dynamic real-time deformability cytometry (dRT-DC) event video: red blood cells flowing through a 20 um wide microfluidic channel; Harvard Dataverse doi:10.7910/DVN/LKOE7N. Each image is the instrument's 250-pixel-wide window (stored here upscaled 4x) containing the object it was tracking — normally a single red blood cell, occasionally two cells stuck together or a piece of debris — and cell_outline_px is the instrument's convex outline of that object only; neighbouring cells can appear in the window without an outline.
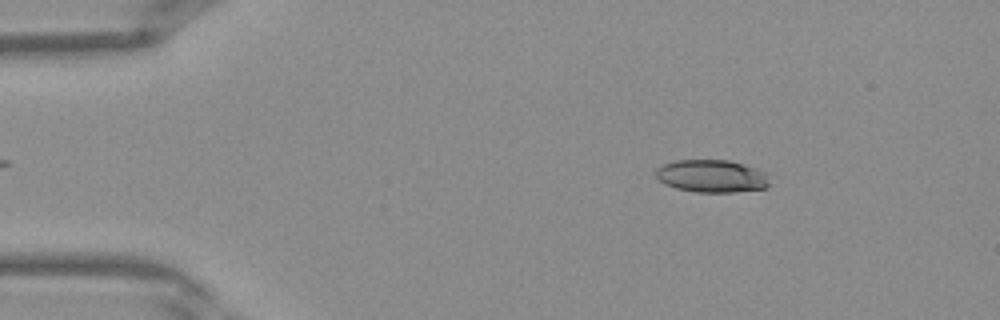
{"species": "Egyptian fruit bat (a non-hibernating species)", "species_latin": "Rousettus aegyptiacus", "temperature_condition": "warm", "stored_images_in_passage": 39, "camera_frame_rate_fps": 3000, "um_per_image_px": 0.085, "frame": {"image": 1, "passage_image": 5, "time_ms": 1.333, "image_size_px": [1000, 320], "cell_outline_px": [[768, 184], [764, 188], [736, 192], [696, 192], [676, 188], [664, 184], [656, 176], [656, 168], [664, 164], [676, 160], [728, 160], [744, 164], [764, 172]], "centroid_in_image_um": [60.45, 14.97], "position_along_channel_um": 24.6, "area_um2": 21.39}}
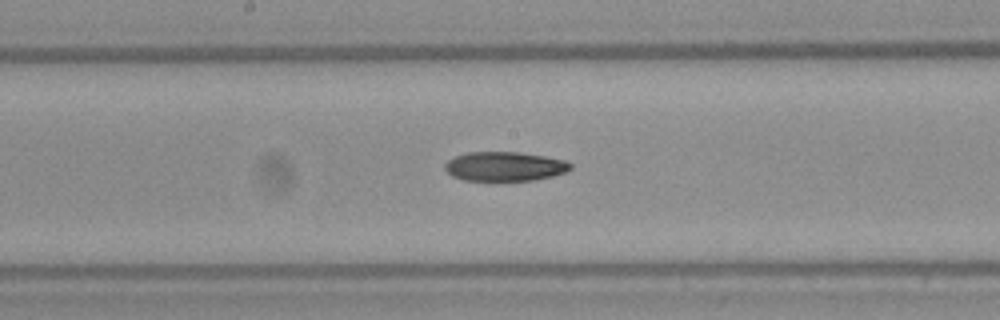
{"frame": {"image": 2, "passage_image": 20, "time_ms": 6.333, "image_size_px": [1000, 320], "cell_outline_px": [[572, 168], [568, 172], [552, 176], [532, 180], [464, 180], [452, 176], [444, 168], [444, 164], [448, 160], [456, 156], [468, 152], [520, 152], [568, 160], [572, 164]], "centroid_in_image_um": [42.94, 14.14], "position_along_channel_um": 205.3, "area_um2": 21.5}}
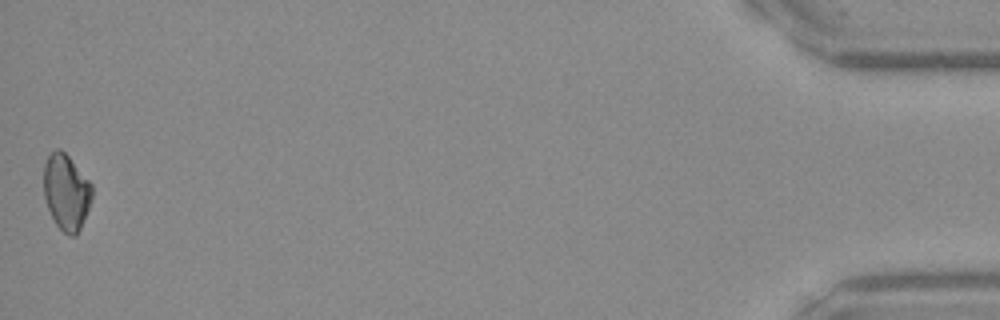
{"frame": {"image": 3, "passage_image": 39, "time_ms": 12.667, "image_size_px": [1000, 320], "cell_outline_px": [[92, 196], [88, 208], [80, 228], [76, 236], [68, 236], [56, 224], [48, 208], [44, 196], [44, 164], [48, 156], [56, 148], [60, 148], [68, 156], [92, 184]], "centroid_in_image_um": [5.62, 16.32], "position_along_channel_um": 429.6, "area_um2": 21.1}}